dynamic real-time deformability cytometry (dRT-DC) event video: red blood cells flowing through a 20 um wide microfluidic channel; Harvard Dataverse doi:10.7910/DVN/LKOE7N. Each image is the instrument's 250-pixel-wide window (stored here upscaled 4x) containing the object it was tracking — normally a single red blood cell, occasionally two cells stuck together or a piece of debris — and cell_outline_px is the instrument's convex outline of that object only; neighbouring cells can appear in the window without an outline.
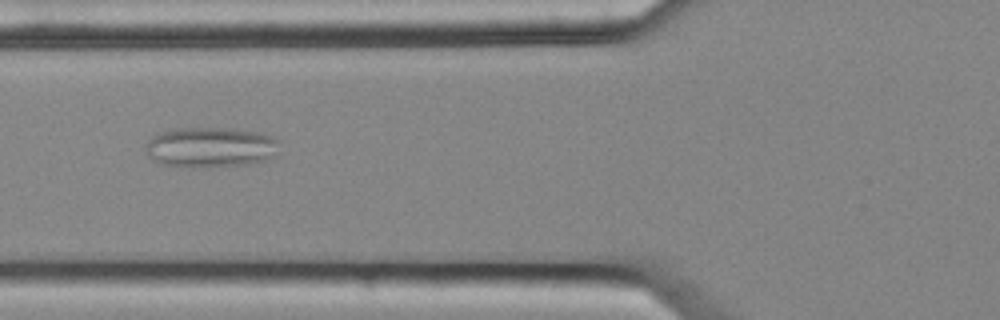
{"species": "common noctule bat (a hibernating species)", "species_latin": "Nyctalus noctula", "temperature_condition": "cold", "stored_images_in_passage": 10, "camera_frame_rate_fps": 3000, "um_per_image_px": 0.085, "animal": {"sex": "female", "body_mass_g": 25.1}, "frame": {"image": 1, "passage_image": 6, "time_ms": 1.667, "image_size_px": [1000, 320], "cell_outline_px": [[280, 152], [264, 160], [248, 164], [192, 168], [164, 164], [156, 160], [144, 148], [148, 140], [156, 132], [172, 128], [232, 128], [260, 132], [276, 140]], "centroid_in_image_um": [17.88, 12.5], "position_along_channel_um": 107.9, "area_um2": 31.44}}